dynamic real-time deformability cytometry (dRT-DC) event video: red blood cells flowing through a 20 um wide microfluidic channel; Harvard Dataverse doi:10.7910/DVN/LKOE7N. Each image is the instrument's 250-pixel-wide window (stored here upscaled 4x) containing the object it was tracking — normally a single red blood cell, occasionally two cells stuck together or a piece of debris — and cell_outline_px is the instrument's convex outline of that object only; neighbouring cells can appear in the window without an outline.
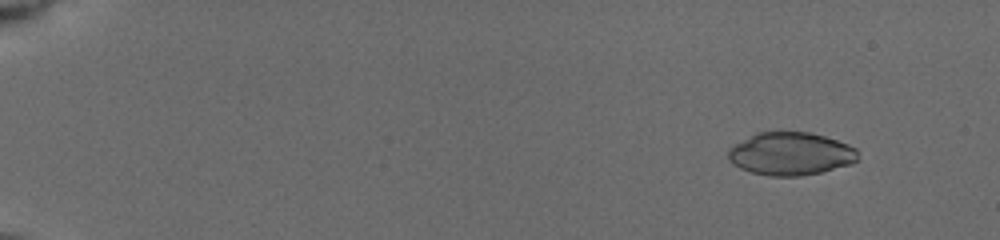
{"species": "common noctule bat (a hibernating species)", "species_latin": "Nyctalus noctula", "temperature_condition": "cold", "stored_images_in_passage": 24, "camera_frame_rate_fps": 3000, "um_per_image_px": 0.085, "animal": {"sex": "female", "body_mass_g": 19.5, "forearm_length_mm": 54.1}, "frame": {"image": 1, "passage_image": 2, "time_ms": 0.667, "image_size_px": [1000, 240], "cell_outline_px": [[860, 160], [848, 164], [820, 172], [800, 176], [768, 176], [752, 172], [740, 168], [732, 164], [728, 160], [728, 148], [732, 144], [756, 132], [812, 132], [848, 144], [856, 148]], "centroid_in_image_um": [67.16, 13.06], "position_along_channel_um": 17.8, "area_um2": 32.66}}